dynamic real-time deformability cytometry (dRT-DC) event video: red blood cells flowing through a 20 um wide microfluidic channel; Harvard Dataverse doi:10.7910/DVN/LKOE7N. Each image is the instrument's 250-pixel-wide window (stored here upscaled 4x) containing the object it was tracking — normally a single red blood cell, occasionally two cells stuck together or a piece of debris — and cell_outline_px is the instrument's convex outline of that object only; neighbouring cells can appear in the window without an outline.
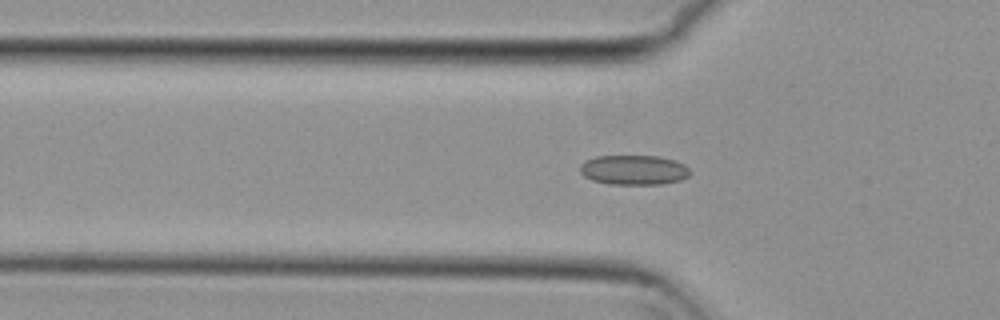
{"species": "common noctule bat (a hibernating species)", "species_latin": "Nyctalus noctula", "temperature_condition": "cold", "stored_images_in_passage": 51, "camera_frame_rate_fps": 3000, "um_per_image_px": 0.085, "animal": {"sex": "female", "body_mass_g": 29.2, "forearm_length_mm": 56.3}, "frame": {"image": 1, "passage_image": 18, "time_ms": 5.667, "image_size_px": [1000, 320], "cell_outline_px": [[688, 176], [680, 180], [664, 184], [608, 184], [592, 180], [584, 176], [580, 172], [580, 164], [584, 160], [596, 156], [656, 156], [676, 160], [684, 164], [688, 168]], "centroid_in_image_um": [53.84, 14.44], "position_along_channel_um": 72.0, "area_um2": 19.13}}
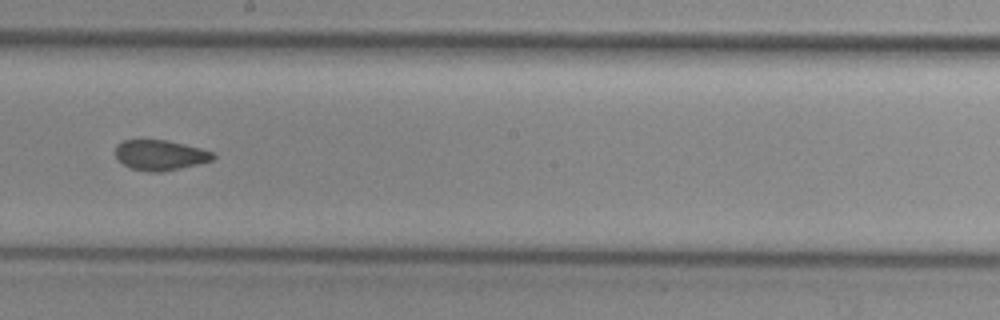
{"frame": {"image": 2, "passage_image": 31, "time_ms": 10.0, "image_size_px": [1000, 320], "cell_outline_px": [[216, 156], [212, 160], [164, 172], [148, 172], [132, 168], [124, 164], [116, 156], [116, 144], [124, 140], [168, 140], [200, 148], [212, 152]], "centroid_in_image_um": [13.61, 13.18], "position_along_channel_um": 234.6, "area_um2": 17.05}}
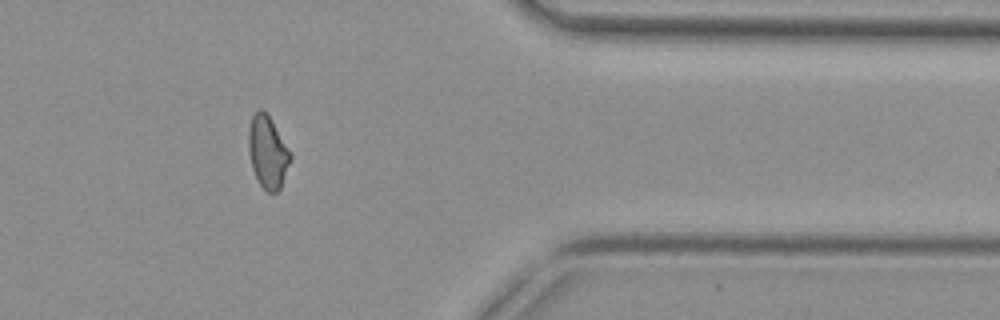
{"frame": {"image": 3, "passage_image": 45, "time_ms": 14.667, "image_size_px": [1000, 320], "cell_outline_px": [[292, 156], [280, 188], [276, 192], [268, 192], [256, 180], [252, 168], [248, 148], [248, 128], [252, 116], [260, 108], [272, 120], [292, 152]], "centroid_in_image_um": [22.75, 12.92], "position_along_channel_um": 388.6, "area_um2": 17.69}}